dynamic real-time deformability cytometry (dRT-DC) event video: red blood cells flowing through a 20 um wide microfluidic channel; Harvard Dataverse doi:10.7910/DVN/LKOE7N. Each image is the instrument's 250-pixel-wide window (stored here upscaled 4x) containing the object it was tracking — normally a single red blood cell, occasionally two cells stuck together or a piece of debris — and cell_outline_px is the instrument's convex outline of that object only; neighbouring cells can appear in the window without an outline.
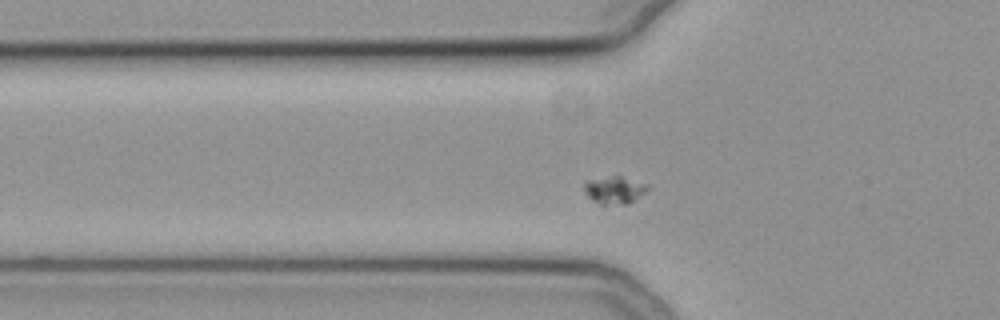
{"species": "common noctule bat (a hibernating species)", "species_latin": "Nyctalus noctula", "temperature_condition": "cold", "stored_images_in_passage": 48, "segment_of_instrument_passage": [1, 2], "camera_frame_rate_fps": 3000, "um_per_image_px": 0.085, "animal": {"sex": "female", "body_mass_g": 19.3, "forearm_length_mm": 54.1}, "frame": {"image": 1, "passage_image": 10, "time_ms": 3.0, "image_size_px": [1000, 320], "cell_outline_px": [[648, 188], [644, 192], [628, 204], [600, 204], [592, 200], [584, 192], [584, 180], [616, 172], [648, 184]], "centroid_in_image_um": [52.19, 16.06], "position_along_channel_um": 73.6, "area_um2": 10.81}}
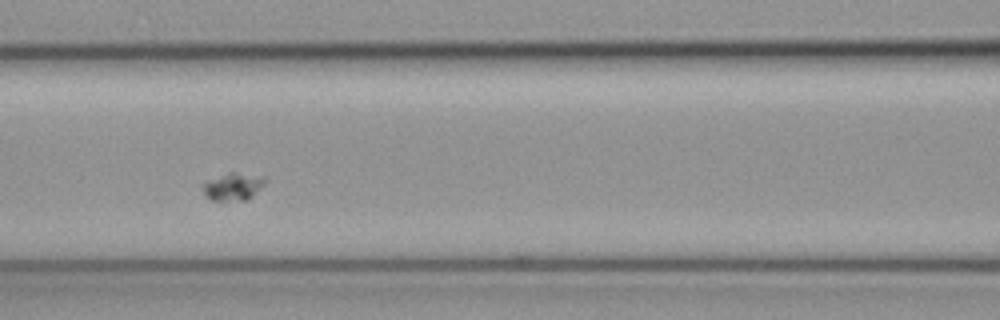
{"frame": {"image": 2, "passage_image": 16, "time_ms": 5.0, "image_size_px": [1000, 320], "cell_outline_px": [[264, 180], [252, 196], [248, 200], [224, 204], [220, 204], [212, 200], [200, 188], [200, 184], [228, 172], [232, 172], [264, 176]], "centroid_in_image_um": [19.72, 15.92], "position_along_channel_um": 146.9, "area_um2": 10.23}}
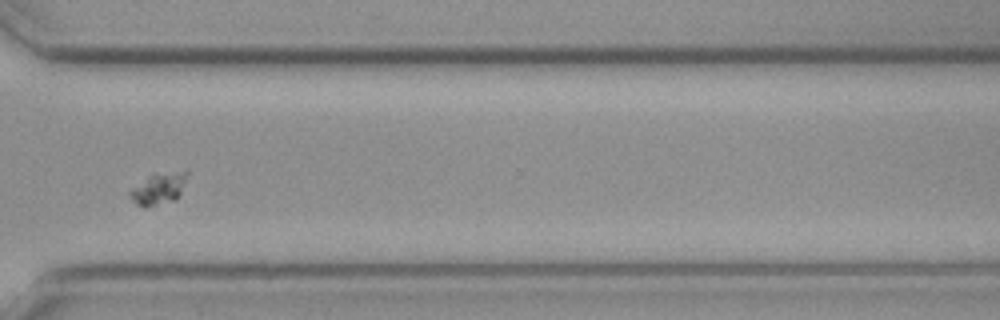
{"frame": {"image": 3, "passage_image": 33, "time_ms": 10.667, "image_size_px": [1000, 320], "cell_outline_px": [[188, 172], [180, 196], [176, 200], [144, 208], [136, 204], [128, 196], [128, 192], [132, 188], [148, 176], [184, 172]], "centroid_in_image_um": [13.44, 16.1], "position_along_channel_um": 357.2, "area_um2": 10.23}}